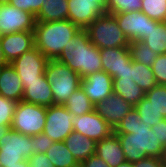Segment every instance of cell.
<instances>
[{"label":"cell","instance_id":"6da1fadb","mask_svg":"<svg viewBox=\"0 0 166 167\" xmlns=\"http://www.w3.org/2000/svg\"><path fill=\"white\" fill-rule=\"evenodd\" d=\"M114 133L121 142L126 161L134 163L148 157H162L164 146L150 124L144 123L137 111L136 126L133 129H114Z\"/></svg>","mask_w":166,"mask_h":167},{"label":"cell","instance_id":"7a4b0ae2","mask_svg":"<svg viewBox=\"0 0 166 167\" xmlns=\"http://www.w3.org/2000/svg\"><path fill=\"white\" fill-rule=\"evenodd\" d=\"M56 60L77 72L81 79L102 71L100 50L92 44L84 29L67 43Z\"/></svg>","mask_w":166,"mask_h":167},{"label":"cell","instance_id":"3957f363","mask_svg":"<svg viewBox=\"0 0 166 167\" xmlns=\"http://www.w3.org/2000/svg\"><path fill=\"white\" fill-rule=\"evenodd\" d=\"M79 30L80 28L68 19L36 22L34 28L35 47L49 60H56Z\"/></svg>","mask_w":166,"mask_h":167},{"label":"cell","instance_id":"277c9868","mask_svg":"<svg viewBox=\"0 0 166 167\" xmlns=\"http://www.w3.org/2000/svg\"><path fill=\"white\" fill-rule=\"evenodd\" d=\"M44 74L53 93V105H63L80 88L79 74L57 60H48Z\"/></svg>","mask_w":166,"mask_h":167},{"label":"cell","instance_id":"5b68a950","mask_svg":"<svg viewBox=\"0 0 166 167\" xmlns=\"http://www.w3.org/2000/svg\"><path fill=\"white\" fill-rule=\"evenodd\" d=\"M84 30L92 44L99 49L128 47L130 43L112 14L101 15Z\"/></svg>","mask_w":166,"mask_h":167},{"label":"cell","instance_id":"8992f818","mask_svg":"<svg viewBox=\"0 0 166 167\" xmlns=\"http://www.w3.org/2000/svg\"><path fill=\"white\" fill-rule=\"evenodd\" d=\"M33 154L32 136L10 128L0 139V167H10L28 160Z\"/></svg>","mask_w":166,"mask_h":167},{"label":"cell","instance_id":"52a82bcc","mask_svg":"<svg viewBox=\"0 0 166 167\" xmlns=\"http://www.w3.org/2000/svg\"><path fill=\"white\" fill-rule=\"evenodd\" d=\"M46 107L25 101L17 104L11 128L21 134L32 136L43 133Z\"/></svg>","mask_w":166,"mask_h":167},{"label":"cell","instance_id":"ba28073f","mask_svg":"<svg viewBox=\"0 0 166 167\" xmlns=\"http://www.w3.org/2000/svg\"><path fill=\"white\" fill-rule=\"evenodd\" d=\"M75 115L63 105L46 107V121L43 133L52 141H64L73 132Z\"/></svg>","mask_w":166,"mask_h":167},{"label":"cell","instance_id":"9c48e42d","mask_svg":"<svg viewBox=\"0 0 166 167\" xmlns=\"http://www.w3.org/2000/svg\"><path fill=\"white\" fill-rule=\"evenodd\" d=\"M48 60L45 55L34 47L13 60L10 64L17 71L23 86H26V82L39 80V77L45 72Z\"/></svg>","mask_w":166,"mask_h":167},{"label":"cell","instance_id":"30bf717a","mask_svg":"<svg viewBox=\"0 0 166 167\" xmlns=\"http://www.w3.org/2000/svg\"><path fill=\"white\" fill-rule=\"evenodd\" d=\"M36 18L32 13L19 10L11 4L0 5V32L2 35L28 31L34 32Z\"/></svg>","mask_w":166,"mask_h":167},{"label":"cell","instance_id":"8fae6325","mask_svg":"<svg viewBox=\"0 0 166 167\" xmlns=\"http://www.w3.org/2000/svg\"><path fill=\"white\" fill-rule=\"evenodd\" d=\"M73 131L93 139L95 142L107 138L114 133L113 128L95 109L86 114L75 116Z\"/></svg>","mask_w":166,"mask_h":167},{"label":"cell","instance_id":"7c38bea8","mask_svg":"<svg viewBox=\"0 0 166 167\" xmlns=\"http://www.w3.org/2000/svg\"><path fill=\"white\" fill-rule=\"evenodd\" d=\"M102 61V71L113 79L129 73L132 59L128 47L99 49Z\"/></svg>","mask_w":166,"mask_h":167},{"label":"cell","instance_id":"4fadbf2b","mask_svg":"<svg viewBox=\"0 0 166 167\" xmlns=\"http://www.w3.org/2000/svg\"><path fill=\"white\" fill-rule=\"evenodd\" d=\"M68 20L85 29L95 19L106 13L105 8L96 0H68Z\"/></svg>","mask_w":166,"mask_h":167},{"label":"cell","instance_id":"5bb4252c","mask_svg":"<svg viewBox=\"0 0 166 167\" xmlns=\"http://www.w3.org/2000/svg\"><path fill=\"white\" fill-rule=\"evenodd\" d=\"M130 42L139 41L151 27V19L142 11L113 14Z\"/></svg>","mask_w":166,"mask_h":167},{"label":"cell","instance_id":"9a60e30c","mask_svg":"<svg viewBox=\"0 0 166 167\" xmlns=\"http://www.w3.org/2000/svg\"><path fill=\"white\" fill-rule=\"evenodd\" d=\"M80 87L95 106L113 93V78L104 71H98L82 78Z\"/></svg>","mask_w":166,"mask_h":167},{"label":"cell","instance_id":"2e32d148","mask_svg":"<svg viewBox=\"0 0 166 167\" xmlns=\"http://www.w3.org/2000/svg\"><path fill=\"white\" fill-rule=\"evenodd\" d=\"M3 54L8 63L35 47L34 32L21 31L2 35Z\"/></svg>","mask_w":166,"mask_h":167},{"label":"cell","instance_id":"e0dca14e","mask_svg":"<svg viewBox=\"0 0 166 167\" xmlns=\"http://www.w3.org/2000/svg\"><path fill=\"white\" fill-rule=\"evenodd\" d=\"M134 108L121 96L111 93L103 101L98 102L94 109L113 128L121 122L122 118Z\"/></svg>","mask_w":166,"mask_h":167},{"label":"cell","instance_id":"ac0fdd59","mask_svg":"<svg viewBox=\"0 0 166 167\" xmlns=\"http://www.w3.org/2000/svg\"><path fill=\"white\" fill-rule=\"evenodd\" d=\"M95 155L103 159L110 167H117L126 160L116 133L96 142Z\"/></svg>","mask_w":166,"mask_h":167},{"label":"cell","instance_id":"d6986e66","mask_svg":"<svg viewBox=\"0 0 166 167\" xmlns=\"http://www.w3.org/2000/svg\"><path fill=\"white\" fill-rule=\"evenodd\" d=\"M22 101L49 107L53 105V93L45 74L39 80L26 82Z\"/></svg>","mask_w":166,"mask_h":167},{"label":"cell","instance_id":"ffe728a7","mask_svg":"<svg viewBox=\"0 0 166 167\" xmlns=\"http://www.w3.org/2000/svg\"><path fill=\"white\" fill-rule=\"evenodd\" d=\"M24 87L17 71L8 63L0 74V95L14 101H22Z\"/></svg>","mask_w":166,"mask_h":167},{"label":"cell","instance_id":"44dd1931","mask_svg":"<svg viewBox=\"0 0 166 167\" xmlns=\"http://www.w3.org/2000/svg\"><path fill=\"white\" fill-rule=\"evenodd\" d=\"M113 93L121 96L133 107L145 97V92L128 74L113 79Z\"/></svg>","mask_w":166,"mask_h":167},{"label":"cell","instance_id":"7402d4cb","mask_svg":"<svg viewBox=\"0 0 166 167\" xmlns=\"http://www.w3.org/2000/svg\"><path fill=\"white\" fill-rule=\"evenodd\" d=\"M64 142L79 163L95 154L96 142L78 132L73 131L66 137Z\"/></svg>","mask_w":166,"mask_h":167},{"label":"cell","instance_id":"603a6c76","mask_svg":"<svg viewBox=\"0 0 166 167\" xmlns=\"http://www.w3.org/2000/svg\"><path fill=\"white\" fill-rule=\"evenodd\" d=\"M68 0H44L36 22H54L68 19Z\"/></svg>","mask_w":166,"mask_h":167},{"label":"cell","instance_id":"cb8c5ba5","mask_svg":"<svg viewBox=\"0 0 166 167\" xmlns=\"http://www.w3.org/2000/svg\"><path fill=\"white\" fill-rule=\"evenodd\" d=\"M139 41L145 43L157 55L166 54V21L151 19L150 29Z\"/></svg>","mask_w":166,"mask_h":167},{"label":"cell","instance_id":"d4e9b609","mask_svg":"<svg viewBox=\"0 0 166 167\" xmlns=\"http://www.w3.org/2000/svg\"><path fill=\"white\" fill-rule=\"evenodd\" d=\"M54 167H78L79 162L68 150L64 141L53 142L45 153Z\"/></svg>","mask_w":166,"mask_h":167},{"label":"cell","instance_id":"484cf974","mask_svg":"<svg viewBox=\"0 0 166 167\" xmlns=\"http://www.w3.org/2000/svg\"><path fill=\"white\" fill-rule=\"evenodd\" d=\"M128 75L145 93L157 85L152 68L142 63L132 61Z\"/></svg>","mask_w":166,"mask_h":167},{"label":"cell","instance_id":"4316f807","mask_svg":"<svg viewBox=\"0 0 166 167\" xmlns=\"http://www.w3.org/2000/svg\"><path fill=\"white\" fill-rule=\"evenodd\" d=\"M63 106L75 116L93 111L95 107L81 87L72 93Z\"/></svg>","mask_w":166,"mask_h":167},{"label":"cell","instance_id":"83f0119b","mask_svg":"<svg viewBox=\"0 0 166 167\" xmlns=\"http://www.w3.org/2000/svg\"><path fill=\"white\" fill-rule=\"evenodd\" d=\"M128 48L133 61L151 67L156 60L157 54L141 41L130 42Z\"/></svg>","mask_w":166,"mask_h":167},{"label":"cell","instance_id":"f1b7e54d","mask_svg":"<svg viewBox=\"0 0 166 167\" xmlns=\"http://www.w3.org/2000/svg\"><path fill=\"white\" fill-rule=\"evenodd\" d=\"M141 11L150 19L166 21V0H142Z\"/></svg>","mask_w":166,"mask_h":167},{"label":"cell","instance_id":"f546056e","mask_svg":"<svg viewBox=\"0 0 166 167\" xmlns=\"http://www.w3.org/2000/svg\"><path fill=\"white\" fill-rule=\"evenodd\" d=\"M145 98L158 113L166 117V85H156L145 93Z\"/></svg>","mask_w":166,"mask_h":167},{"label":"cell","instance_id":"4dcf8cb0","mask_svg":"<svg viewBox=\"0 0 166 167\" xmlns=\"http://www.w3.org/2000/svg\"><path fill=\"white\" fill-rule=\"evenodd\" d=\"M142 0H107L106 13L118 14L141 11Z\"/></svg>","mask_w":166,"mask_h":167},{"label":"cell","instance_id":"1f68e13d","mask_svg":"<svg viewBox=\"0 0 166 167\" xmlns=\"http://www.w3.org/2000/svg\"><path fill=\"white\" fill-rule=\"evenodd\" d=\"M134 108L140 114L141 120L150 124L151 127L164 119L162 114L158 113L145 97Z\"/></svg>","mask_w":166,"mask_h":167},{"label":"cell","instance_id":"d6a6232c","mask_svg":"<svg viewBox=\"0 0 166 167\" xmlns=\"http://www.w3.org/2000/svg\"><path fill=\"white\" fill-rule=\"evenodd\" d=\"M18 102L0 95V126H11Z\"/></svg>","mask_w":166,"mask_h":167},{"label":"cell","instance_id":"836d02e7","mask_svg":"<svg viewBox=\"0 0 166 167\" xmlns=\"http://www.w3.org/2000/svg\"><path fill=\"white\" fill-rule=\"evenodd\" d=\"M157 85H166V54H159L151 66Z\"/></svg>","mask_w":166,"mask_h":167},{"label":"cell","instance_id":"e575fe53","mask_svg":"<svg viewBox=\"0 0 166 167\" xmlns=\"http://www.w3.org/2000/svg\"><path fill=\"white\" fill-rule=\"evenodd\" d=\"M44 0H11L10 4L19 10L27 11L36 16L41 7Z\"/></svg>","mask_w":166,"mask_h":167},{"label":"cell","instance_id":"d590c367","mask_svg":"<svg viewBox=\"0 0 166 167\" xmlns=\"http://www.w3.org/2000/svg\"><path fill=\"white\" fill-rule=\"evenodd\" d=\"M54 141H52L46 134L40 133L37 135H32V150L33 154L43 153L45 154L47 150L52 146Z\"/></svg>","mask_w":166,"mask_h":167},{"label":"cell","instance_id":"8d00e7d4","mask_svg":"<svg viewBox=\"0 0 166 167\" xmlns=\"http://www.w3.org/2000/svg\"><path fill=\"white\" fill-rule=\"evenodd\" d=\"M30 167H54L46 154H32L28 159Z\"/></svg>","mask_w":166,"mask_h":167},{"label":"cell","instance_id":"74e56055","mask_svg":"<svg viewBox=\"0 0 166 167\" xmlns=\"http://www.w3.org/2000/svg\"><path fill=\"white\" fill-rule=\"evenodd\" d=\"M136 126V109L132 108L115 129H133Z\"/></svg>","mask_w":166,"mask_h":167},{"label":"cell","instance_id":"f35d334b","mask_svg":"<svg viewBox=\"0 0 166 167\" xmlns=\"http://www.w3.org/2000/svg\"><path fill=\"white\" fill-rule=\"evenodd\" d=\"M154 134H156L160 143L165 147L166 146V120L162 119L157 124L151 127Z\"/></svg>","mask_w":166,"mask_h":167},{"label":"cell","instance_id":"ab89813d","mask_svg":"<svg viewBox=\"0 0 166 167\" xmlns=\"http://www.w3.org/2000/svg\"><path fill=\"white\" fill-rule=\"evenodd\" d=\"M80 167H110L103 159L97 155H91L86 160L79 163Z\"/></svg>","mask_w":166,"mask_h":167},{"label":"cell","instance_id":"60d3db41","mask_svg":"<svg viewBox=\"0 0 166 167\" xmlns=\"http://www.w3.org/2000/svg\"><path fill=\"white\" fill-rule=\"evenodd\" d=\"M133 167H162L161 158L148 157L133 163Z\"/></svg>","mask_w":166,"mask_h":167},{"label":"cell","instance_id":"b9f144b4","mask_svg":"<svg viewBox=\"0 0 166 167\" xmlns=\"http://www.w3.org/2000/svg\"><path fill=\"white\" fill-rule=\"evenodd\" d=\"M7 64H8V62L4 57L3 50H2V47H1V43H0V66H5Z\"/></svg>","mask_w":166,"mask_h":167},{"label":"cell","instance_id":"7bdbcfd3","mask_svg":"<svg viewBox=\"0 0 166 167\" xmlns=\"http://www.w3.org/2000/svg\"><path fill=\"white\" fill-rule=\"evenodd\" d=\"M10 167H30V164H29L28 160H24L22 162L16 163V165H13Z\"/></svg>","mask_w":166,"mask_h":167},{"label":"cell","instance_id":"ee69618b","mask_svg":"<svg viewBox=\"0 0 166 167\" xmlns=\"http://www.w3.org/2000/svg\"><path fill=\"white\" fill-rule=\"evenodd\" d=\"M11 128V126H0V139Z\"/></svg>","mask_w":166,"mask_h":167},{"label":"cell","instance_id":"f6af8a7d","mask_svg":"<svg viewBox=\"0 0 166 167\" xmlns=\"http://www.w3.org/2000/svg\"><path fill=\"white\" fill-rule=\"evenodd\" d=\"M161 160H162V167H166V146L163 148V154Z\"/></svg>","mask_w":166,"mask_h":167},{"label":"cell","instance_id":"bcb514c9","mask_svg":"<svg viewBox=\"0 0 166 167\" xmlns=\"http://www.w3.org/2000/svg\"><path fill=\"white\" fill-rule=\"evenodd\" d=\"M117 167H133V163L125 160Z\"/></svg>","mask_w":166,"mask_h":167},{"label":"cell","instance_id":"7dc6e473","mask_svg":"<svg viewBox=\"0 0 166 167\" xmlns=\"http://www.w3.org/2000/svg\"><path fill=\"white\" fill-rule=\"evenodd\" d=\"M100 5H102L106 10L107 0H96Z\"/></svg>","mask_w":166,"mask_h":167},{"label":"cell","instance_id":"c3c4849f","mask_svg":"<svg viewBox=\"0 0 166 167\" xmlns=\"http://www.w3.org/2000/svg\"><path fill=\"white\" fill-rule=\"evenodd\" d=\"M11 0H0V5L10 4Z\"/></svg>","mask_w":166,"mask_h":167},{"label":"cell","instance_id":"681fc988","mask_svg":"<svg viewBox=\"0 0 166 167\" xmlns=\"http://www.w3.org/2000/svg\"><path fill=\"white\" fill-rule=\"evenodd\" d=\"M2 69H3V66H0V74H1Z\"/></svg>","mask_w":166,"mask_h":167}]
</instances>
